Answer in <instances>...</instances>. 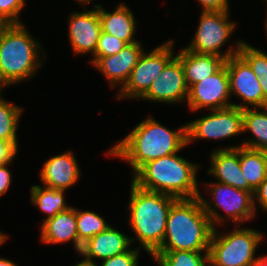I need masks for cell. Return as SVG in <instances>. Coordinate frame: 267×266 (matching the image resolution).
I'll use <instances>...</instances> for the list:
<instances>
[{
    "label": "cell",
    "mask_w": 267,
    "mask_h": 266,
    "mask_svg": "<svg viewBox=\"0 0 267 266\" xmlns=\"http://www.w3.org/2000/svg\"><path fill=\"white\" fill-rule=\"evenodd\" d=\"M187 145V124L172 131L149 117L115 144L108 154L125 159L135 174L145 163L175 154Z\"/></svg>",
    "instance_id": "6da1fadb"
},
{
    "label": "cell",
    "mask_w": 267,
    "mask_h": 266,
    "mask_svg": "<svg viewBox=\"0 0 267 266\" xmlns=\"http://www.w3.org/2000/svg\"><path fill=\"white\" fill-rule=\"evenodd\" d=\"M213 227L199 197L177 199L171 206L158 250L209 252Z\"/></svg>",
    "instance_id": "7a4b0ae2"
},
{
    "label": "cell",
    "mask_w": 267,
    "mask_h": 266,
    "mask_svg": "<svg viewBox=\"0 0 267 266\" xmlns=\"http://www.w3.org/2000/svg\"><path fill=\"white\" fill-rule=\"evenodd\" d=\"M130 227L136 235V240L150 255L154 254L162 245L167 217L176 198L156 191L143 189L131 181Z\"/></svg>",
    "instance_id": "3957f363"
},
{
    "label": "cell",
    "mask_w": 267,
    "mask_h": 266,
    "mask_svg": "<svg viewBox=\"0 0 267 266\" xmlns=\"http://www.w3.org/2000/svg\"><path fill=\"white\" fill-rule=\"evenodd\" d=\"M196 164L170 154L145 163L133 176L139 187L170 195L176 199L199 197Z\"/></svg>",
    "instance_id": "277c9868"
},
{
    "label": "cell",
    "mask_w": 267,
    "mask_h": 266,
    "mask_svg": "<svg viewBox=\"0 0 267 266\" xmlns=\"http://www.w3.org/2000/svg\"><path fill=\"white\" fill-rule=\"evenodd\" d=\"M40 44L23 24H7L0 33V84L30 79L42 65Z\"/></svg>",
    "instance_id": "5b68a950"
},
{
    "label": "cell",
    "mask_w": 267,
    "mask_h": 266,
    "mask_svg": "<svg viewBox=\"0 0 267 266\" xmlns=\"http://www.w3.org/2000/svg\"><path fill=\"white\" fill-rule=\"evenodd\" d=\"M220 236L213 229L209 245V263L212 266H251L255 251L262 241V234L255 229L235 228L231 233Z\"/></svg>",
    "instance_id": "8992f818"
},
{
    "label": "cell",
    "mask_w": 267,
    "mask_h": 266,
    "mask_svg": "<svg viewBox=\"0 0 267 266\" xmlns=\"http://www.w3.org/2000/svg\"><path fill=\"white\" fill-rule=\"evenodd\" d=\"M228 11H203L201 12L199 26L194 38L185 49L198 54H214L229 57L238 54L243 41L238 40L236 47H231L224 54L220 51L234 31L235 22H229Z\"/></svg>",
    "instance_id": "52a82bcc"
},
{
    "label": "cell",
    "mask_w": 267,
    "mask_h": 266,
    "mask_svg": "<svg viewBox=\"0 0 267 266\" xmlns=\"http://www.w3.org/2000/svg\"><path fill=\"white\" fill-rule=\"evenodd\" d=\"M210 189L212 199L214 201V208L211 202L199 195L203 209L208 215L212 227L216 228V223H223L224 217L220 215L215 208H222L226 212L227 218L234 221L235 226L237 222L248 221L256 215L253 205V195L245 190L232 187L223 183L215 182L207 185Z\"/></svg>",
    "instance_id": "ba28073f"
},
{
    "label": "cell",
    "mask_w": 267,
    "mask_h": 266,
    "mask_svg": "<svg viewBox=\"0 0 267 266\" xmlns=\"http://www.w3.org/2000/svg\"><path fill=\"white\" fill-rule=\"evenodd\" d=\"M173 44L174 42L170 40L149 53L143 52L138 59L137 65L133 68L128 81L123 88L119 89L121 91L117 98L142 99L154 80L175 57L172 50Z\"/></svg>",
    "instance_id": "9c48e42d"
},
{
    "label": "cell",
    "mask_w": 267,
    "mask_h": 266,
    "mask_svg": "<svg viewBox=\"0 0 267 266\" xmlns=\"http://www.w3.org/2000/svg\"><path fill=\"white\" fill-rule=\"evenodd\" d=\"M211 111L187 124V144L194 139L223 140L244 132L242 109L231 106Z\"/></svg>",
    "instance_id": "30bf717a"
},
{
    "label": "cell",
    "mask_w": 267,
    "mask_h": 266,
    "mask_svg": "<svg viewBox=\"0 0 267 266\" xmlns=\"http://www.w3.org/2000/svg\"><path fill=\"white\" fill-rule=\"evenodd\" d=\"M229 76L226 64L215 74L189 88L188 107L191 111L201 108L210 110L223 109L233 106L230 98Z\"/></svg>",
    "instance_id": "8fae6325"
},
{
    "label": "cell",
    "mask_w": 267,
    "mask_h": 266,
    "mask_svg": "<svg viewBox=\"0 0 267 266\" xmlns=\"http://www.w3.org/2000/svg\"><path fill=\"white\" fill-rule=\"evenodd\" d=\"M225 64L228 70L230 94H236L242 99L241 105L233 103V106L240 109L247 108L248 104L254 108L264 107L259 78L249 64L239 54L229 57Z\"/></svg>",
    "instance_id": "7c38bea8"
},
{
    "label": "cell",
    "mask_w": 267,
    "mask_h": 266,
    "mask_svg": "<svg viewBox=\"0 0 267 266\" xmlns=\"http://www.w3.org/2000/svg\"><path fill=\"white\" fill-rule=\"evenodd\" d=\"M187 86L181 61L175 56L154 80L143 100L174 103L187 101Z\"/></svg>",
    "instance_id": "4fadbf2b"
},
{
    "label": "cell",
    "mask_w": 267,
    "mask_h": 266,
    "mask_svg": "<svg viewBox=\"0 0 267 266\" xmlns=\"http://www.w3.org/2000/svg\"><path fill=\"white\" fill-rule=\"evenodd\" d=\"M96 9L75 12L70 15L69 39L75 54H85L96 52L97 43L102 32L98 4Z\"/></svg>",
    "instance_id": "5bb4252c"
},
{
    "label": "cell",
    "mask_w": 267,
    "mask_h": 266,
    "mask_svg": "<svg viewBox=\"0 0 267 266\" xmlns=\"http://www.w3.org/2000/svg\"><path fill=\"white\" fill-rule=\"evenodd\" d=\"M240 146L225 147L213 150L210 154L211 167L209 174L214 175L217 182L242 189L254 195V189L248 184L240 167Z\"/></svg>",
    "instance_id": "9a60e30c"
},
{
    "label": "cell",
    "mask_w": 267,
    "mask_h": 266,
    "mask_svg": "<svg viewBox=\"0 0 267 266\" xmlns=\"http://www.w3.org/2000/svg\"><path fill=\"white\" fill-rule=\"evenodd\" d=\"M143 52L140 42L127 44L117 54L100 58L94 66L108 79L112 88L118 84L123 88Z\"/></svg>",
    "instance_id": "2e32d148"
},
{
    "label": "cell",
    "mask_w": 267,
    "mask_h": 266,
    "mask_svg": "<svg viewBox=\"0 0 267 266\" xmlns=\"http://www.w3.org/2000/svg\"><path fill=\"white\" fill-rule=\"evenodd\" d=\"M132 241L134 239L109 226L82 245L79 254L84 257V260L81 263L93 266L95 264L92 261L93 258L104 260L128 251Z\"/></svg>",
    "instance_id": "e0dca14e"
},
{
    "label": "cell",
    "mask_w": 267,
    "mask_h": 266,
    "mask_svg": "<svg viewBox=\"0 0 267 266\" xmlns=\"http://www.w3.org/2000/svg\"><path fill=\"white\" fill-rule=\"evenodd\" d=\"M79 176V165L71 151L48 159L40 173L43 186L58 190H67L78 181Z\"/></svg>",
    "instance_id": "ac0fdd59"
},
{
    "label": "cell",
    "mask_w": 267,
    "mask_h": 266,
    "mask_svg": "<svg viewBox=\"0 0 267 266\" xmlns=\"http://www.w3.org/2000/svg\"><path fill=\"white\" fill-rule=\"evenodd\" d=\"M41 225L42 243L59 244L72 240L77 253H80L83 244L77 234L76 208L71 206L68 210L44 220Z\"/></svg>",
    "instance_id": "d6986e66"
},
{
    "label": "cell",
    "mask_w": 267,
    "mask_h": 266,
    "mask_svg": "<svg viewBox=\"0 0 267 266\" xmlns=\"http://www.w3.org/2000/svg\"><path fill=\"white\" fill-rule=\"evenodd\" d=\"M175 56L181 61L188 88L215 74L226 63L224 57L214 54H198L185 48Z\"/></svg>",
    "instance_id": "ffe728a7"
},
{
    "label": "cell",
    "mask_w": 267,
    "mask_h": 266,
    "mask_svg": "<svg viewBox=\"0 0 267 266\" xmlns=\"http://www.w3.org/2000/svg\"><path fill=\"white\" fill-rule=\"evenodd\" d=\"M98 13L102 32L116 36L127 44L139 42L134 38L136 32V18L128 6L123 3L119 4V6L110 13L98 4Z\"/></svg>",
    "instance_id": "44dd1931"
},
{
    "label": "cell",
    "mask_w": 267,
    "mask_h": 266,
    "mask_svg": "<svg viewBox=\"0 0 267 266\" xmlns=\"http://www.w3.org/2000/svg\"><path fill=\"white\" fill-rule=\"evenodd\" d=\"M260 109V111L258 110ZM262 110V111H261ZM243 111V130L251 131L254 139L247 140L241 146L264 150L267 148V107L245 108Z\"/></svg>",
    "instance_id": "7402d4cb"
},
{
    "label": "cell",
    "mask_w": 267,
    "mask_h": 266,
    "mask_svg": "<svg viewBox=\"0 0 267 266\" xmlns=\"http://www.w3.org/2000/svg\"><path fill=\"white\" fill-rule=\"evenodd\" d=\"M240 167L254 190L267 177V163L262 150L240 146Z\"/></svg>",
    "instance_id": "603a6c76"
},
{
    "label": "cell",
    "mask_w": 267,
    "mask_h": 266,
    "mask_svg": "<svg viewBox=\"0 0 267 266\" xmlns=\"http://www.w3.org/2000/svg\"><path fill=\"white\" fill-rule=\"evenodd\" d=\"M42 187L39 185L31 187V202L38 206L41 212L47 214L45 220L70 208L65 203V190Z\"/></svg>",
    "instance_id": "cb8c5ba5"
},
{
    "label": "cell",
    "mask_w": 267,
    "mask_h": 266,
    "mask_svg": "<svg viewBox=\"0 0 267 266\" xmlns=\"http://www.w3.org/2000/svg\"><path fill=\"white\" fill-rule=\"evenodd\" d=\"M151 256L159 266H206L209 263L208 252L203 251L157 250Z\"/></svg>",
    "instance_id": "d4e9b609"
},
{
    "label": "cell",
    "mask_w": 267,
    "mask_h": 266,
    "mask_svg": "<svg viewBox=\"0 0 267 266\" xmlns=\"http://www.w3.org/2000/svg\"><path fill=\"white\" fill-rule=\"evenodd\" d=\"M238 54L249 64L259 78L264 96V107H267V54L253 48L243 41Z\"/></svg>",
    "instance_id": "484cf974"
},
{
    "label": "cell",
    "mask_w": 267,
    "mask_h": 266,
    "mask_svg": "<svg viewBox=\"0 0 267 266\" xmlns=\"http://www.w3.org/2000/svg\"><path fill=\"white\" fill-rule=\"evenodd\" d=\"M1 97L0 95V140L18 142L16 131L22 110Z\"/></svg>",
    "instance_id": "4316f807"
},
{
    "label": "cell",
    "mask_w": 267,
    "mask_h": 266,
    "mask_svg": "<svg viewBox=\"0 0 267 266\" xmlns=\"http://www.w3.org/2000/svg\"><path fill=\"white\" fill-rule=\"evenodd\" d=\"M77 234L79 241L84 244L93 236L105 231L110 225L93 211H79L76 208Z\"/></svg>",
    "instance_id": "83f0119b"
},
{
    "label": "cell",
    "mask_w": 267,
    "mask_h": 266,
    "mask_svg": "<svg viewBox=\"0 0 267 266\" xmlns=\"http://www.w3.org/2000/svg\"><path fill=\"white\" fill-rule=\"evenodd\" d=\"M126 45L127 43L118 37L101 32L91 63L94 65L102 57L117 54Z\"/></svg>",
    "instance_id": "f1b7e54d"
},
{
    "label": "cell",
    "mask_w": 267,
    "mask_h": 266,
    "mask_svg": "<svg viewBox=\"0 0 267 266\" xmlns=\"http://www.w3.org/2000/svg\"><path fill=\"white\" fill-rule=\"evenodd\" d=\"M25 5V0H0V18L6 24H21L18 15Z\"/></svg>",
    "instance_id": "f546056e"
},
{
    "label": "cell",
    "mask_w": 267,
    "mask_h": 266,
    "mask_svg": "<svg viewBox=\"0 0 267 266\" xmlns=\"http://www.w3.org/2000/svg\"><path fill=\"white\" fill-rule=\"evenodd\" d=\"M138 249H129L121 254L115 255L113 257L104 259L102 261L101 266H137L138 265V257H139ZM93 266H99L95 263Z\"/></svg>",
    "instance_id": "4dcf8cb0"
},
{
    "label": "cell",
    "mask_w": 267,
    "mask_h": 266,
    "mask_svg": "<svg viewBox=\"0 0 267 266\" xmlns=\"http://www.w3.org/2000/svg\"><path fill=\"white\" fill-rule=\"evenodd\" d=\"M17 143L0 140V165L12 162L18 151Z\"/></svg>",
    "instance_id": "1f68e13d"
},
{
    "label": "cell",
    "mask_w": 267,
    "mask_h": 266,
    "mask_svg": "<svg viewBox=\"0 0 267 266\" xmlns=\"http://www.w3.org/2000/svg\"><path fill=\"white\" fill-rule=\"evenodd\" d=\"M259 202L260 207L267 211V177L261 182V184L255 189L253 195V205L256 212V200Z\"/></svg>",
    "instance_id": "d6a6232c"
},
{
    "label": "cell",
    "mask_w": 267,
    "mask_h": 266,
    "mask_svg": "<svg viewBox=\"0 0 267 266\" xmlns=\"http://www.w3.org/2000/svg\"><path fill=\"white\" fill-rule=\"evenodd\" d=\"M203 11H229L228 0H198Z\"/></svg>",
    "instance_id": "836d02e7"
},
{
    "label": "cell",
    "mask_w": 267,
    "mask_h": 266,
    "mask_svg": "<svg viewBox=\"0 0 267 266\" xmlns=\"http://www.w3.org/2000/svg\"><path fill=\"white\" fill-rule=\"evenodd\" d=\"M9 163L0 165V196L4 195L11 184V173L7 169Z\"/></svg>",
    "instance_id": "e575fe53"
},
{
    "label": "cell",
    "mask_w": 267,
    "mask_h": 266,
    "mask_svg": "<svg viewBox=\"0 0 267 266\" xmlns=\"http://www.w3.org/2000/svg\"><path fill=\"white\" fill-rule=\"evenodd\" d=\"M251 266H267V256L257 257Z\"/></svg>",
    "instance_id": "d590c367"
},
{
    "label": "cell",
    "mask_w": 267,
    "mask_h": 266,
    "mask_svg": "<svg viewBox=\"0 0 267 266\" xmlns=\"http://www.w3.org/2000/svg\"><path fill=\"white\" fill-rule=\"evenodd\" d=\"M0 266H17V265L8 259L0 258Z\"/></svg>",
    "instance_id": "8d00e7d4"
},
{
    "label": "cell",
    "mask_w": 267,
    "mask_h": 266,
    "mask_svg": "<svg viewBox=\"0 0 267 266\" xmlns=\"http://www.w3.org/2000/svg\"><path fill=\"white\" fill-rule=\"evenodd\" d=\"M8 237L4 233L0 232V245H2Z\"/></svg>",
    "instance_id": "74e56055"
},
{
    "label": "cell",
    "mask_w": 267,
    "mask_h": 266,
    "mask_svg": "<svg viewBox=\"0 0 267 266\" xmlns=\"http://www.w3.org/2000/svg\"><path fill=\"white\" fill-rule=\"evenodd\" d=\"M7 24L0 18V33Z\"/></svg>",
    "instance_id": "f35d334b"
},
{
    "label": "cell",
    "mask_w": 267,
    "mask_h": 266,
    "mask_svg": "<svg viewBox=\"0 0 267 266\" xmlns=\"http://www.w3.org/2000/svg\"><path fill=\"white\" fill-rule=\"evenodd\" d=\"M77 1L80 2L81 4L86 5V3L88 4V3H90V1H92V0H77Z\"/></svg>",
    "instance_id": "ab89813d"
},
{
    "label": "cell",
    "mask_w": 267,
    "mask_h": 266,
    "mask_svg": "<svg viewBox=\"0 0 267 266\" xmlns=\"http://www.w3.org/2000/svg\"><path fill=\"white\" fill-rule=\"evenodd\" d=\"M263 154H264V157H265V160H266V163H267V148L262 150Z\"/></svg>",
    "instance_id": "60d3db41"
},
{
    "label": "cell",
    "mask_w": 267,
    "mask_h": 266,
    "mask_svg": "<svg viewBox=\"0 0 267 266\" xmlns=\"http://www.w3.org/2000/svg\"><path fill=\"white\" fill-rule=\"evenodd\" d=\"M74 266H90V265H86V264H83V263H81V262H78L76 265H74Z\"/></svg>",
    "instance_id": "b9f144b4"
},
{
    "label": "cell",
    "mask_w": 267,
    "mask_h": 266,
    "mask_svg": "<svg viewBox=\"0 0 267 266\" xmlns=\"http://www.w3.org/2000/svg\"><path fill=\"white\" fill-rule=\"evenodd\" d=\"M2 88L4 87L0 84V95L2 94Z\"/></svg>",
    "instance_id": "7bdbcfd3"
},
{
    "label": "cell",
    "mask_w": 267,
    "mask_h": 266,
    "mask_svg": "<svg viewBox=\"0 0 267 266\" xmlns=\"http://www.w3.org/2000/svg\"><path fill=\"white\" fill-rule=\"evenodd\" d=\"M265 26H266V33H267V19H266V21H265Z\"/></svg>",
    "instance_id": "ee69618b"
}]
</instances>
